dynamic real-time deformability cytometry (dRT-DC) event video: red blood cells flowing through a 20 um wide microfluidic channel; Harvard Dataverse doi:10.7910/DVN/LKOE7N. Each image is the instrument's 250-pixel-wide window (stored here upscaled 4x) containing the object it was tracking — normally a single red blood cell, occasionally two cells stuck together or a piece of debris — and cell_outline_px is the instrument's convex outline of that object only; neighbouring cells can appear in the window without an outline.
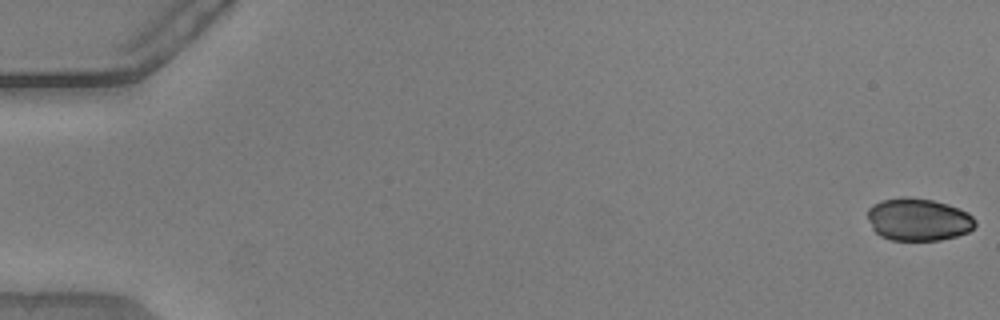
{"species": "common noctule bat (a hibernating species)", "species_latin": "Nyctalus noctula", "temperature_condition": "warm", "stored_images_in_passage": 54, "camera_frame_rate_fps": 3000, "um_per_image_px": 0.085, "animal": {"sex": "male", "body_mass_g": 20.5, "forearm_length_mm": 52.5}, "frame": {"image": 1, "passage_image": 1, "time_ms": 0.0, "image_size_px": [1000, 320], "cell_outline_px": [[976, 224], [968, 232], [956, 236], [940, 240], [892, 240], [880, 236], [872, 228], [868, 220], [868, 208], [872, 204], [880, 200], [900, 196], [908, 196], [932, 200], [948, 204], [960, 208], [968, 212], [976, 220]], "centroid_in_image_um": [78.04, 18.64], "position_along_channel_um": 7.0, "area_um2": 26.99}}
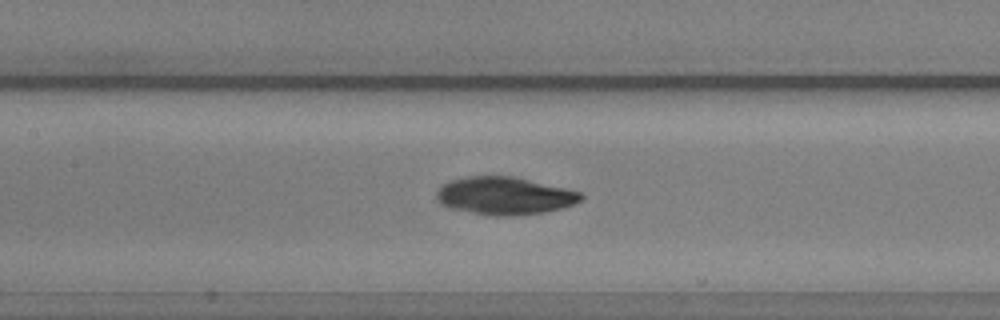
{"frame": {"image": 2, "passage_image": 26, "time_ms": 8.333, "image_size_px": [1000, 320], "cell_outline_px": [[584, 196], [580, 200], [572, 204], [560, 208], [540, 212], [512, 216], [496, 216], [472, 212], [452, 208], [440, 204], [436, 200], [436, 192], [440, 184], [452, 180], [468, 176], [512, 176], [564, 188], [580, 192]], "centroid_in_image_um": [42.82, 16.63], "position_along_channel_um": 164.6, "area_um2": 31.33}}
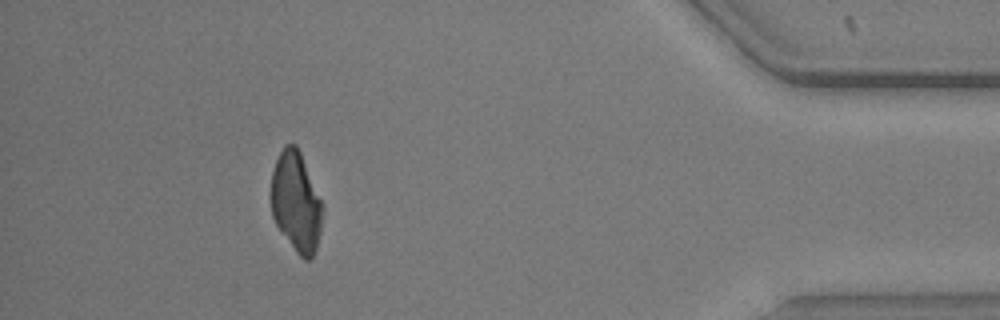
{"frame": {"image": 3, "passage_image": 49, "time_ms": 16.0, "image_size_px": [1000, 320], "cell_outline_px": [[324, 208], [320, 232], [316, 248], [312, 260], [304, 260], [296, 252], [276, 224], [272, 216], [272, 172], [276, 160], [284, 144], [296, 144], [300, 152], [324, 204]], "centroid_in_image_um": [25.2, 17.17], "position_along_channel_um": 410.0, "area_um2": 30.0}}